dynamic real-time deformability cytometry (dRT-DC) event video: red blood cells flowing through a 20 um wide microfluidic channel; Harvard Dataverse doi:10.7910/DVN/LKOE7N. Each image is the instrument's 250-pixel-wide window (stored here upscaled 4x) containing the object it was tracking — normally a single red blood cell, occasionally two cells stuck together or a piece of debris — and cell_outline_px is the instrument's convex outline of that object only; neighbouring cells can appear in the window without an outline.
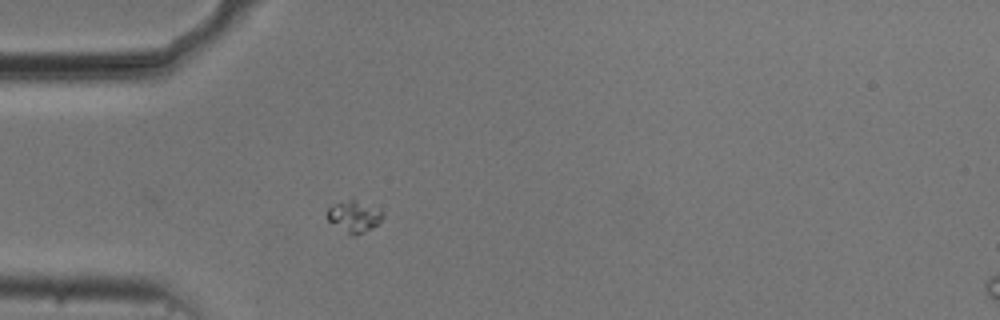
{"species": "common noctule bat (a hibernating species)", "species_latin": "Nyctalus noctula", "temperature_condition": "cold", "stored_images_in_passage": 22, "camera_frame_rate_fps": 3000, "um_per_image_px": 0.085, "animal": {"sex": "male", "body_mass_g": 20.5, "forearm_length_mm": 52.5}, "frame": {"image": 1, "passage_image": 4, "time_ms": 1.0, "image_size_px": [1000, 320], "cell_outline_px": [[384, 216], [372, 228], [356, 236], [352, 236], [328, 220], [328, 208], [352, 196], [384, 212]], "centroid_in_image_um": [30.13, 18.36], "position_along_channel_um": 54.9, "area_um2": 10.23}}
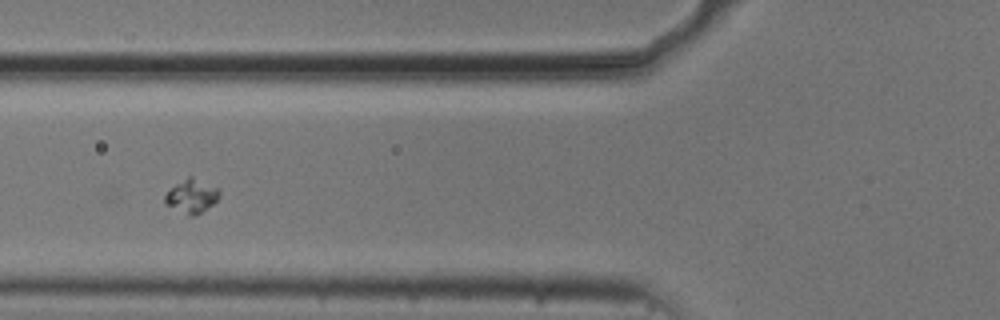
{"frame": {"image": 2, "passage_image": 9, "time_ms": 2.667, "image_size_px": [1000, 320], "cell_outline_px": [[220, 196], [212, 204], [196, 216], [188, 216], [168, 204], [164, 200], [164, 196], [176, 184], [188, 176], [192, 176], [220, 188]], "centroid_in_image_um": [16.34, 16.66], "position_along_channel_um": 109.5, "area_um2": 10.52}}